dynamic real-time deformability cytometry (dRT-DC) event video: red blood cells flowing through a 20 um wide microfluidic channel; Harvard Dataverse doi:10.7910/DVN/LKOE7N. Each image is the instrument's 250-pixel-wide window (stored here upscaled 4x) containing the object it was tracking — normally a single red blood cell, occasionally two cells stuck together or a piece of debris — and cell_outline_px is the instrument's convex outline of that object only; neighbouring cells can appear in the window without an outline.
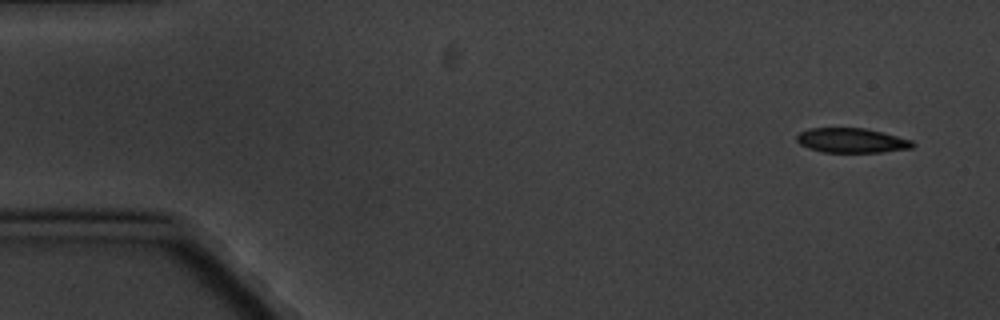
{"species": "common noctule bat (a hibernating species)", "species_latin": "Nyctalus noctula", "temperature_condition": "cold", "stored_images_in_passage": 8, "camera_frame_rate_fps": 3000, "um_per_image_px": 0.085, "animal": {"sex": "male", "body_mass_g": 20.1, "forearm_length_mm": 53.5}, "frame": {"image": 1, "passage_image": 1, "time_ms": 0.0, "image_size_px": [1000, 320], "cell_outline_px": [[916, 144], [912, 148], [880, 152], [820, 152], [808, 148], [800, 144], [796, 140], [796, 136], [800, 132], [808, 128], [864, 128], [912, 140]], "centroid_in_image_um": [72.36, 11.94], "position_along_channel_um": 12.6, "area_um2": 16.59}}
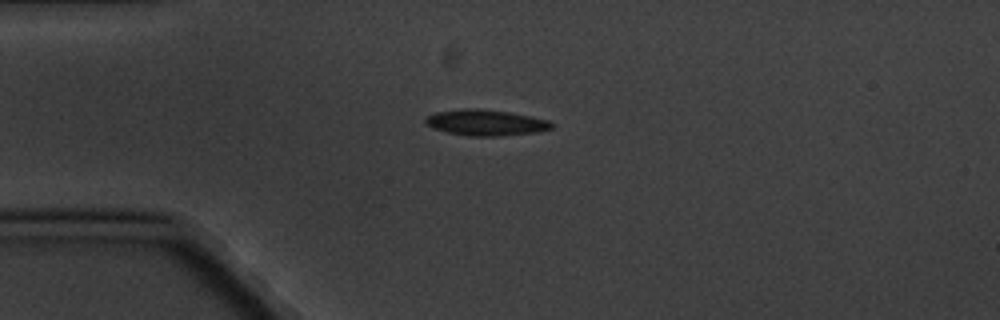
{"frame": {"image": 2, "passage_image": 4, "time_ms": 3.667, "image_size_px": [1000, 320], "cell_outline_px": [[556, 124], [552, 128], [536, 132], [500, 136], [468, 136], [448, 132], [432, 128], [424, 124], [424, 120], [428, 116], [436, 112], [464, 108], [476, 108], [508, 112], [532, 116], [548, 120]], "centroid_in_image_um": [41.29, 10.42], "position_along_channel_um": 43.7, "area_um2": 19.13}}